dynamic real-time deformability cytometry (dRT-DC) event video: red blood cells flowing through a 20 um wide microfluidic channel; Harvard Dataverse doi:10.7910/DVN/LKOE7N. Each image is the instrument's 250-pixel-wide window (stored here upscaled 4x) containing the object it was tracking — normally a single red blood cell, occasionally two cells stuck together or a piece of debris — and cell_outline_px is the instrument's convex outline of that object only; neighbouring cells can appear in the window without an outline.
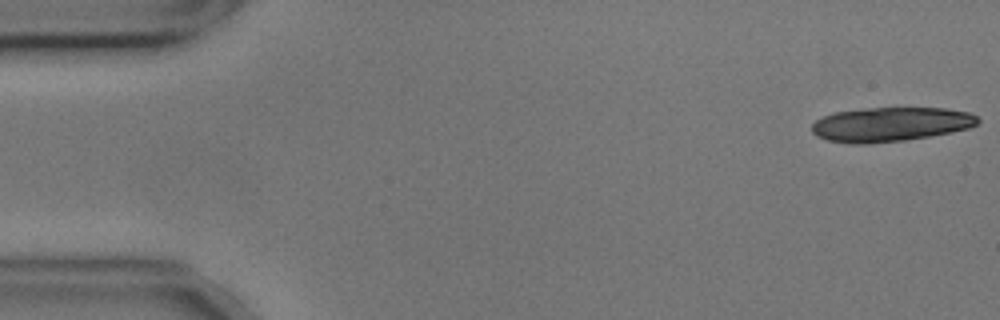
{"species": "common noctule bat (a hibernating species)", "species_latin": "Nyctalus noctula", "temperature_condition": "cold", "stored_images_in_passage": 17, "camera_frame_rate_fps": 3000, "um_per_image_px": 0.085, "animal": {"sex": "male", "body_mass_g": 17.9, "forearm_length_mm": 54.2}, "frame": {"image": 1, "passage_image": 1, "time_ms": 0.0, "image_size_px": [1000, 320], "cell_outline_px": [[980, 120], [976, 124], [968, 128], [952, 132], [904, 140], [868, 144], [848, 144], [828, 140], [816, 136], [812, 132], [812, 124], [816, 120], [824, 116], [836, 112], [868, 108], [944, 108], [968, 112], [976, 116]], "centroid_in_image_um": [75.67, 10.58], "position_along_channel_um": 9.3, "area_um2": 33.06}}